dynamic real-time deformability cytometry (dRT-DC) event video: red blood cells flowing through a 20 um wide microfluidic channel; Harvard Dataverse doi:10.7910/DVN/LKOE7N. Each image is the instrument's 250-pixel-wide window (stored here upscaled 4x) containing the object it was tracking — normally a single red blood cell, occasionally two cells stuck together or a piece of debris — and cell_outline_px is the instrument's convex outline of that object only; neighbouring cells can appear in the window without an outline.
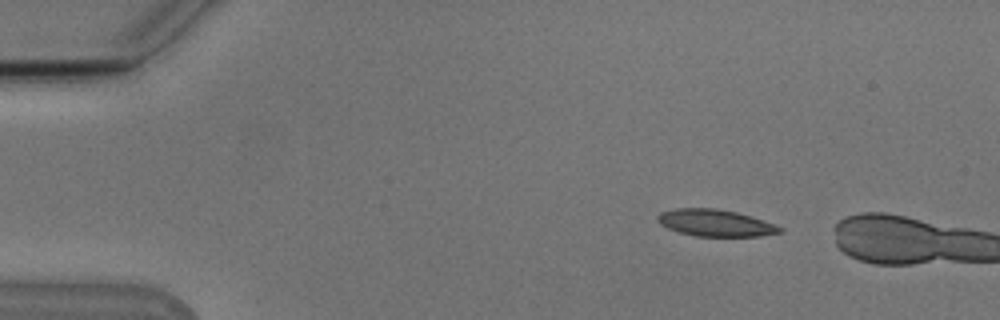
{"species": "Egyptian fruit bat (a non-hibernating species)", "species_latin": "Rousettus aegyptiacus", "temperature_condition": "cold", "stored_images_in_passage": 9, "camera_frame_rate_fps": 3000, "um_per_image_px": 0.085, "animal": {"sex": "male"}, "frame": {"image": 1, "passage_image": 6, "time_ms": 1.667, "image_size_px": [1000, 320], "cell_outline_px": [[784, 232], [760, 236], [696, 236], [680, 232], [668, 228], [660, 224], [656, 220], [656, 216], [660, 212], [676, 208], [716, 208], [736, 212], [752, 216], [784, 228]], "centroid_in_image_um": [60.81, 18.94], "position_along_channel_um": 24.2, "area_um2": 19.19}}